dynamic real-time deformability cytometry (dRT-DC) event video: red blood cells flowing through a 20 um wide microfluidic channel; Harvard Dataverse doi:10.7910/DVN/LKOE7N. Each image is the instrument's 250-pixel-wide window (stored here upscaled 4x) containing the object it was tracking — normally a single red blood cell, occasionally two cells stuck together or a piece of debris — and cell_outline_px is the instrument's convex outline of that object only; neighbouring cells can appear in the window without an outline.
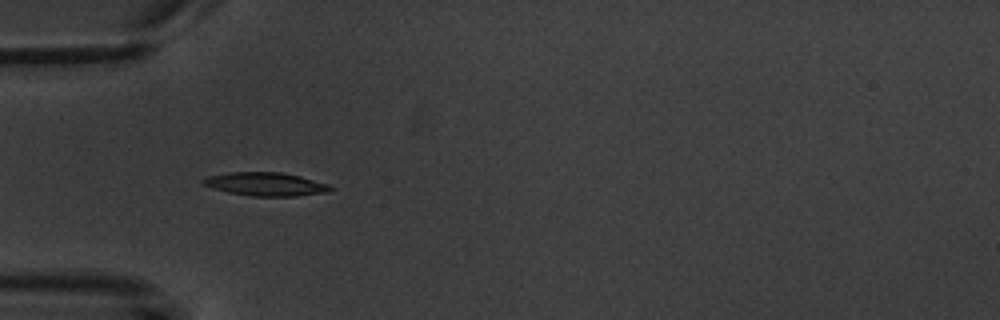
{"species": "common noctule bat (a hibernating species)", "species_latin": "Nyctalus noctula", "temperature_condition": "warm", "stored_images_in_passage": 5, "camera_frame_rate_fps": 3000, "um_per_image_px": 0.085, "animal": {"sex": "male", "body_mass_g": 20.1, "forearm_length_mm": 53.5}, "frame": {"image": 1, "passage_image": 4, "time_ms": 4.333, "image_size_px": [1000, 320], "cell_outline_px": [[332, 188], [328, 192], [296, 196], [252, 196], [228, 192], [204, 184], [200, 180], [208, 176], [228, 172], [280, 172], [300, 176], [328, 184]], "centroid_in_image_um": [22.58, 15.64], "position_along_channel_um": 62.4, "area_um2": 17.17}}
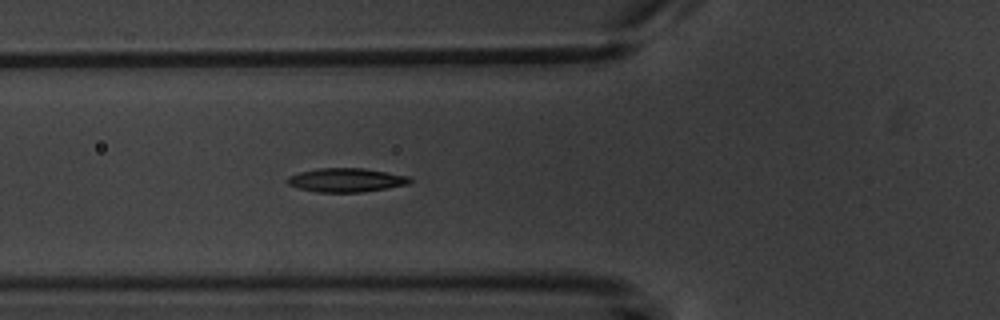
{"frame": {"image": 2, "passage_image": 5, "time_ms": 5.333, "image_size_px": [1000, 320], "cell_outline_px": [[412, 180], [408, 184], [360, 192], [316, 192], [300, 188], [288, 184], [284, 180], [288, 176], [300, 172], [320, 168], [364, 168], [408, 176]], "centroid_in_image_um": [29.38, 15.3], "position_along_channel_um": 96.4, "area_um2": 16.82}}